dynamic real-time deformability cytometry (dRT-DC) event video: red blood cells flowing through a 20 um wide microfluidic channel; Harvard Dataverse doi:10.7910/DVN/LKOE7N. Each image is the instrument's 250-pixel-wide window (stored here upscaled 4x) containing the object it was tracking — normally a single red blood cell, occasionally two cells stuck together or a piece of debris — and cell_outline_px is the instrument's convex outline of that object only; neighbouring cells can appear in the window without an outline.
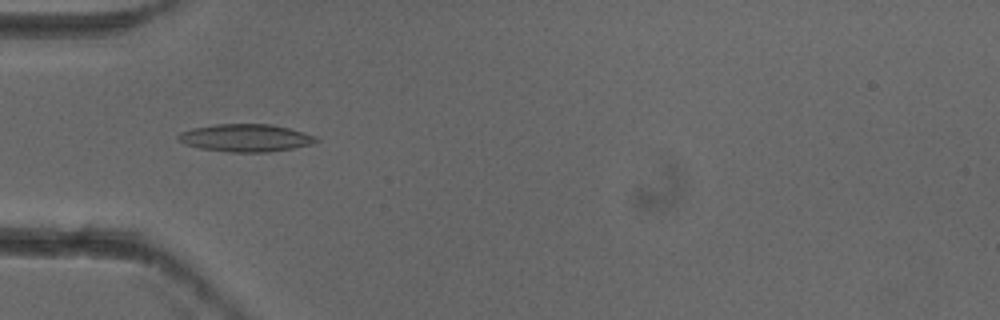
{"species": "common noctule bat (a hibernating species)", "species_latin": "Nyctalus noctula", "temperature_condition": "cold", "stored_images_in_passage": 5, "camera_frame_rate_fps": 3000, "um_per_image_px": 0.085, "animal": {"sex": "female"}, "frame": {"image": 1, "passage_image": 5, "time_ms": 1.333, "image_size_px": [1000, 320], "cell_outline_px": [[320, 140], [312, 144], [292, 148], [268, 152], [232, 152], [200, 148], [184, 144], [176, 140], [176, 136], [180, 132], [192, 128], [216, 124], [272, 124], [288, 128], [316, 136]], "centroid_in_image_um": [20.84, 11.72], "position_along_channel_um": 64.2, "area_um2": 22.2}}